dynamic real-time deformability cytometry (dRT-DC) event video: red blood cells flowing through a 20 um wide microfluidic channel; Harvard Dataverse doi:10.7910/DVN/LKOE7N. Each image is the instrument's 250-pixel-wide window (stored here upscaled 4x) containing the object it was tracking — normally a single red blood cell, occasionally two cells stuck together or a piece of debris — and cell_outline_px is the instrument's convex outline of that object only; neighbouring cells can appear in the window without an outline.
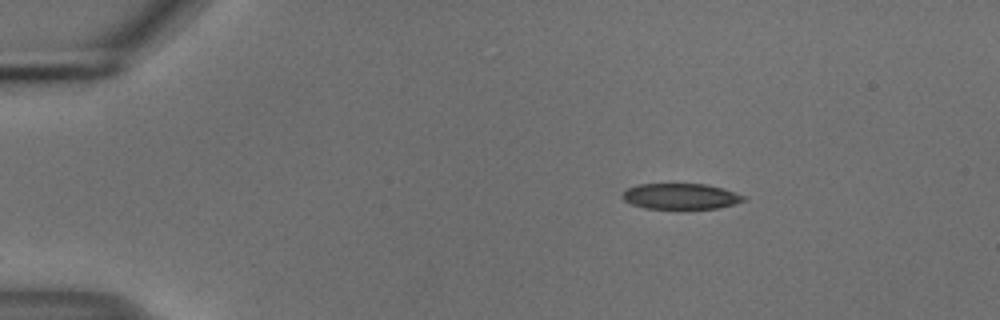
{"species": "common noctule bat (a hibernating species)", "species_latin": "Nyctalus noctula", "temperature_condition": "cold", "stored_images_in_passage": 46, "camera_frame_rate_fps": 3000, "um_per_image_px": 0.085, "animal": {"sex": "male", "body_mass_g": 18.8}, "frame": {"image": 1, "passage_image": 1, "time_ms": 0.0, "image_size_px": [1000, 320], "cell_outline_px": [[748, 200], [716, 208], [680, 212], [644, 208], [632, 204], [624, 200], [620, 196], [628, 188], [640, 184], [704, 184], [724, 188], [748, 196]], "centroid_in_image_um": [57.9, 16.74], "position_along_channel_um": 27.1, "area_um2": 19.19}}
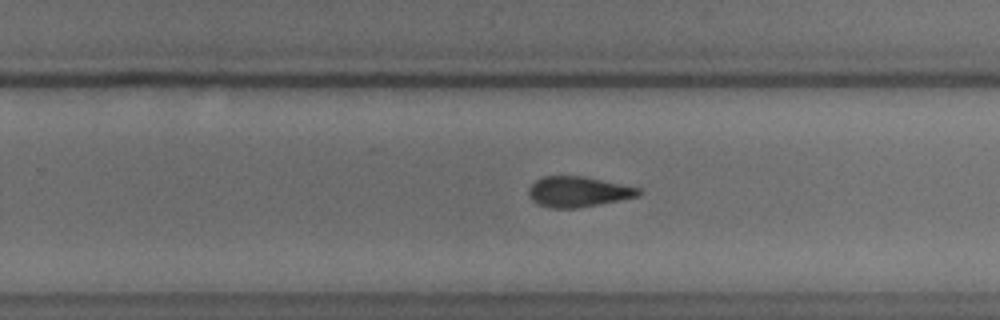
{"frame": {"image": 2, "passage_image": 27, "time_ms": 8.667, "image_size_px": [1000, 320], "cell_outline_px": [[644, 192], [636, 196], [600, 204], [576, 208], [548, 208], [532, 200], [528, 196], [528, 192], [532, 184], [536, 180], [544, 176], [584, 176], [640, 188]], "centroid_in_image_um": [49.13, 16.29], "position_along_channel_um": 280.7, "area_um2": 19.36}}
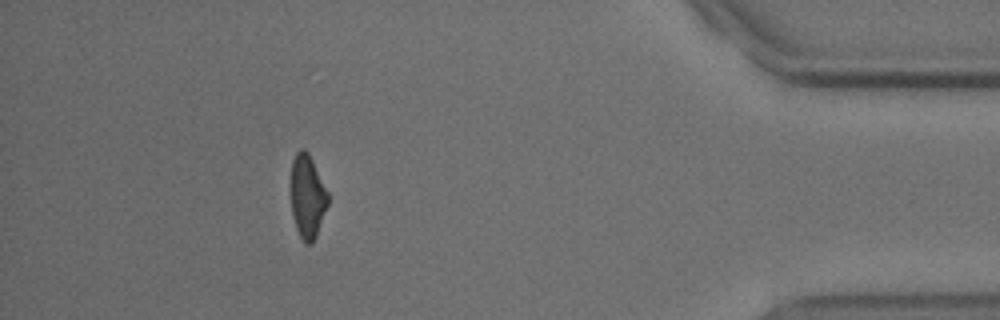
{"frame": {"image": 3, "passage_image": 41, "time_ms": 13.333, "image_size_px": [1000, 320], "cell_outline_px": [[328, 204], [316, 236], [312, 244], [304, 244], [296, 228], [292, 212], [292, 160], [296, 152], [300, 148], [304, 148], [308, 152], [328, 192]], "centroid_in_image_um": [26.14, 16.71], "position_along_channel_um": 409.1, "area_um2": 17.8}, "authors_computed_cell_mechanics": {"area_um2": 19.4786, "velocity_mm_per_s": 3.7415, "shape_relaxation_time_tau1_ms": 4.5556, "shape_relaxation_time_tau2_ms": 3.428, "deformation_change_tau1": 0.1337, "deformation_change_tau2": 0.1281}}